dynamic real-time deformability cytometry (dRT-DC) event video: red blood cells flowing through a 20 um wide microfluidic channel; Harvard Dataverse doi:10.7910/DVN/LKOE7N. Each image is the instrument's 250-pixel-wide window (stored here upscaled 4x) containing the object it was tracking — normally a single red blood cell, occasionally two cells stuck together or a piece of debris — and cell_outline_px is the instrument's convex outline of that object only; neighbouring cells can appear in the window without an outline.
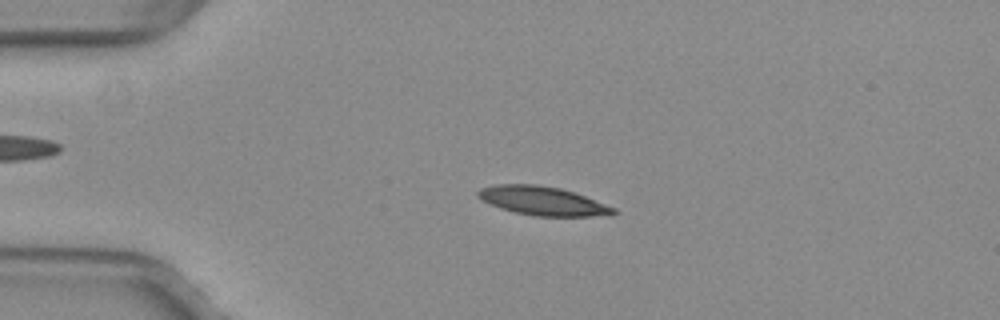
{"species": "common noctule bat (a hibernating species)", "species_latin": "Nyctalus noctula", "temperature_condition": "warm", "stored_images_in_passage": 53, "camera_frame_rate_fps": 3000, "um_per_image_px": 0.085, "animal": {"sex": "female", "body_mass_g": 29.2, "forearm_length_mm": 56.3}, "frame": {"image": 1, "passage_image": 12, "time_ms": 3.667, "image_size_px": [1000, 320], "cell_outline_px": [[616, 212], [592, 216], [532, 216], [500, 208], [488, 204], [480, 200], [476, 196], [476, 192], [480, 188], [496, 184], [536, 184], [560, 188], [584, 196], [616, 208]], "centroid_in_image_um": [46.02, 17.06], "position_along_channel_um": 39.0, "area_um2": 22.6}}
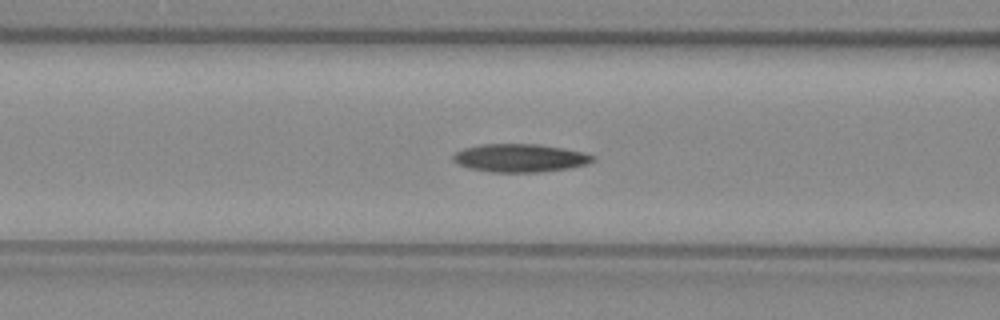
{"frame": {"image": 2, "passage_image": 21, "time_ms": 6.667, "image_size_px": [1000, 320], "cell_outline_px": [[596, 160], [588, 164], [568, 168], [540, 172], [488, 172], [468, 168], [456, 164], [452, 160], [452, 156], [456, 152], [464, 148], [480, 144], [540, 144], [564, 148], [584, 152], [596, 156]], "centroid_in_image_um": [44.2, 13.43], "position_along_channel_um": 122.4, "area_um2": 23.24}}
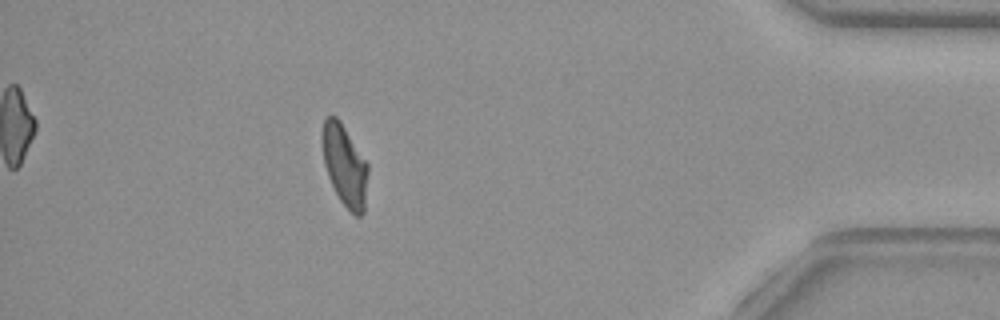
{"frame": {"image": 3, "passage_image": 46, "time_ms": 15.0, "image_size_px": [1000, 320], "cell_outline_px": [[368, 172], [364, 212], [360, 216], [356, 216], [340, 200], [328, 176], [324, 164], [324, 120], [328, 116], [336, 116], [340, 120], [368, 164]], "centroid_in_image_um": [29.34, 14.09], "position_along_channel_um": 405.9, "area_um2": 20.98}, "authors_computed_cell_mechanics": {"area_um2": 22.0218, "velocity_mm_per_s": 3.9962, "shape_relaxation_time_tau1_ms": 10.3558, "shape_relaxation_time_tau2_ms": 6.4119, "deformation_change_tau1": 0.2668, "deformation_change_tau2": 0.1413}}